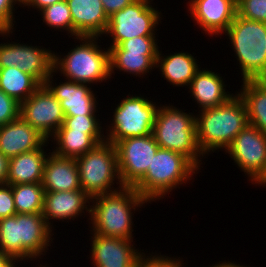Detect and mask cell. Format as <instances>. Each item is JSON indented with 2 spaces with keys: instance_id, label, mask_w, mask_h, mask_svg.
Listing matches in <instances>:
<instances>
[{
  "instance_id": "1",
  "label": "cell",
  "mask_w": 266,
  "mask_h": 267,
  "mask_svg": "<svg viewBox=\"0 0 266 267\" xmlns=\"http://www.w3.org/2000/svg\"><path fill=\"white\" fill-rule=\"evenodd\" d=\"M195 117L197 141L204 154L226 148L248 123L247 107L239 94L233 95L225 103L200 110Z\"/></svg>"
},
{
  "instance_id": "2",
  "label": "cell",
  "mask_w": 266,
  "mask_h": 267,
  "mask_svg": "<svg viewBox=\"0 0 266 267\" xmlns=\"http://www.w3.org/2000/svg\"><path fill=\"white\" fill-rule=\"evenodd\" d=\"M51 232L42 213H16L0 219V251L18 262L32 261L51 246Z\"/></svg>"
},
{
  "instance_id": "3",
  "label": "cell",
  "mask_w": 266,
  "mask_h": 267,
  "mask_svg": "<svg viewBox=\"0 0 266 267\" xmlns=\"http://www.w3.org/2000/svg\"><path fill=\"white\" fill-rule=\"evenodd\" d=\"M90 202L94 203L89 213L92 234L132 240L131 211L148 201L133 187H124L114 193L95 196Z\"/></svg>"
},
{
  "instance_id": "4",
  "label": "cell",
  "mask_w": 266,
  "mask_h": 267,
  "mask_svg": "<svg viewBox=\"0 0 266 267\" xmlns=\"http://www.w3.org/2000/svg\"><path fill=\"white\" fill-rule=\"evenodd\" d=\"M195 117L192 113H185L173 105H160L152 135L160 148L183 154L200 169V157H204V154L197 141Z\"/></svg>"
},
{
  "instance_id": "5",
  "label": "cell",
  "mask_w": 266,
  "mask_h": 267,
  "mask_svg": "<svg viewBox=\"0 0 266 267\" xmlns=\"http://www.w3.org/2000/svg\"><path fill=\"white\" fill-rule=\"evenodd\" d=\"M199 170L183 154L159 148L145 176L133 187L149 203L186 184Z\"/></svg>"
},
{
  "instance_id": "6",
  "label": "cell",
  "mask_w": 266,
  "mask_h": 267,
  "mask_svg": "<svg viewBox=\"0 0 266 267\" xmlns=\"http://www.w3.org/2000/svg\"><path fill=\"white\" fill-rule=\"evenodd\" d=\"M99 36H78L80 46L61 58L54 54L53 70L59 71L67 80L81 83L93 84L106 81L110 75V51L102 50L96 42Z\"/></svg>"
},
{
  "instance_id": "7",
  "label": "cell",
  "mask_w": 266,
  "mask_h": 267,
  "mask_svg": "<svg viewBox=\"0 0 266 267\" xmlns=\"http://www.w3.org/2000/svg\"><path fill=\"white\" fill-rule=\"evenodd\" d=\"M241 67L243 80H261L266 75V23L236 14L225 32Z\"/></svg>"
},
{
  "instance_id": "8",
  "label": "cell",
  "mask_w": 266,
  "mask_h": 267,
  "mask_svg": "<svg viewBox=\"0 0 266 267\" xmlns=\"http://www.w3.org/2000/svg\"><path fill=\"white\" fill-rule=\"evenodd\" d=\"M75 160L78 165L81 189L91 199L124 188L119 175L114 144L104 141ZM115 180L119 181L116 184H119L120 189L111 187Z\"/></svg>"
},
{
  "instance_id": "9",
  "label": "cell",
  "mask_w": 266,
  "mask_h": 267,
  "mask_svg": "<svg viewBox=\"0 0 266 267\" xmlns=\"http://www.w3.org/2000/svg\"><path fill=\"white\" fill-rule=\"evenodd\" d=\"M142 96H129L117 105L114 110L112 126L105 137L106 141L115 144L130 137H142L152 134L159 106Z\"/></svg>"
},
{
  "instance_id": "10",
  "label": "cell",
  "mask_w": 266,
  "mask_h": 267,
  "mask_svg": "<svg viewBox=\"0 0 266 267\" xmlns=\"http://www.w3.org/2000/svg\"><path fill=\"white\" fill-rule=\"evenodd\" d=\"M150 2L135 0L109 17L104 34L111 35L110 46H117L122 41L136 36H155L154 31L159 24L161 11L153 8Z\"/></svg>"
},
{
  "instance_id": "11",
  "label": "cell",
  "mask_w": 266,
  "mask_h": 267,
  "mask_svg": "<svg viewBox=\"0 0 266 267\" xmlns=\"http://www.w3.org/2000/svg\"><path fill=\"white\" fill-rule=\"evenodd\" d=\"M114 146L124 187H134L145 176L153 156L160 148L152 134L126 138Z\"/></svg>"
},
{
  "instance_id": "12",
  "label": "cell",
  "mask_w": 266,
  "mask_h": 267,
  "mask_svg": "<svg viewBox=\"0 0 266 267\" xmlns=\"http://www.w3.org/2000/svg\"><path fill=\"white\" fill-rule=\"evenodd\" d=\"M226 153L250 177L254 184L266 170V133L258 128L247 125L241 130Z\"/></svg>"
},
{
  "instance_id": "13",
  "label": "cell",
  "mask_w": 266,
  "mask_h": 267,
  "mask_svg": "<svg viewBox=\"0 0 266 267\" xmlns=\"http://www.w3.org/2000/svg\"><path fill=\"white\" fill-rule=\"evenodd\" d=\"M53 63L54 53L49 49L15 42L0 44V68L17 67L41 85L54 71Z\"/></svg>"
},
{
  "instance_id": "14",
  "label": "cell",
  "mask_w": 266,
  "mask_h": 267,
  "mask_svg": "<svg viewBox=\"0 0 266 267\" xmlns=\"http://www.w3.org/2000/svg\"><path fill=\"white\" fill-rule=\"evenodd\" d=\"M20 116L48 140L63 125L65 113L60 102L41 85L20 104Z\"/></svg>"
},
{
  "instance_id": "15",
  "label": "cell",
  "mask_w": 266,
  "mask_h": 267,
  "mask_svg": "<svg viewBox=\"0 0 266 267\" xmlns=\"http://www.w3.org/2000/svg\"><path fill=\"white\" fill-rule=\"evenodd\" d=\"M91 259L95 267H135L143 254L132 240L92 234Z\"/></svg>"
},
{
  "instance_id": "16",
  "label": "cell",
  "mask_w": 266,
  "mask_h": 267,
  "mask_svg": "<svg viewBox=\"0 0 266 267\" xmlns=\"http://www.w3.org/2000/svg\"><path fill=\"white\" fill-rule=\"evenodd\" d=\"M191 17L209 35L228 30L237 14L235 0H190Z\"/></svg>"
},
{
  "instance_id": "17",
  "label": "cell",
  "mask_w": 266,
  "mask_h": 267,
  "mask_svg": "<svg viewBox=\"0 0 266 267\" xmlns=\"http://www.w3.org/2000/svg\"><path fill=\"white\" fill-rule=\"evenodd\" d=\"M53 74L54 71L43 85L60 102L65 116L96 115L97 97H94L95 94L88 84L68 80L54 86V84L52 85Z\"/></svg>"
},
{
  "instance_id": "18",
  "label": "cell",
  "mask_w": 266,
  "mask_h": 267,
  "mask_svg": "<svg viewBox=\"0 0 266 267\" xmlns=\"http://www.w3.org/2000/svg\"><path fill=\"white\" fill-rule=\"evenodd\" d=\"M46 139L21 116L4 125H0V153L8 159L19 154L47 146Z\"/></svg>"
},
{
  "instance_id": "19",
  "label": "cell",
  "mask_w": 266,
  "mask_h": 267,
  "mask_svg": "<svg viewBox=\"0 0 266 267\" xmlns=\"http://www.w3.org/2000/svg\"><path fill=\"white\" fill-rule=\"evenodd\" d=\"M90 199L82 189L58 192L45 191L42 216L52 228L53 225L49 222L51 219L73 220L82 212L84 213V210L90 213ZM87 203L89 205H86Z\"/></svg>"
},
{
  "instance_id": "20",
  "label": "cell",
  "mask_w": 266,
  "mask_h": 267,
  "mask_svg": "<svg viewBox=\"0 0 266 267\" xmlns=\"http://www.w3.org/2000/svg\"><path fill=\"white\" fill-rule=\"evenodd\" d=\"M73 20V36H99L107 29L109 17L100 0H66Z\"/></svg>"
},
{
  "instance_id": "21",
  "label": "cell",
  "mask_w": 266,
  "mask_h": 267,
  "mask_svg": "<svg viewBox=\"0 0 266 267\" xmlns=\"http://www.w3.org/2000/svg\"><path fill=\"white\" fill-rule=\"evenodd\" d=\"M48 154L41 182L44 191L58 192L81 189L76 160L56 155L54 152Z\"/></svg>"
},
{
  "instance_id": "22",
  "label": "cell",
  "mask_w": 266,
  "mask_h": 267,
  "mask_svg": "<svg viewBox=\"0 0 266 267\" xmlns=\"http://www.w3.org/2000/svg\"><path fill=\"white\" fill-rule=\"evenodd\" d=\"M189 86L190 93L201 110L217 107L234 95L225 91L222 76L211 70L199 69Z\"/></svg>"
},
{
  "instance_id": "23",
  "label": "cell",
  "mask_w": 266,
  "mask_h": 267,
  "mask_svg": "<svg viewBox=\"0 0 266 267\" xmlns=\"http://www.w3.org/2000/svg\"><path fill=\"white\" fill-rule=\"evenodd\" d=\"M43 147L10 158L6 184L41 183L48 157Z\"/></svg>"
},
{
  "instance_id": "24",
  "label": "cell",
  "mask_w": 266,
  "mask_h": 267,
  "mask_svg": "<svg viewBox=\"0 0 266 267\" xmlns=\"http://www.w3.org/2000/svg\"><path fill=\"white\" fill-rule=\"evenodd\" d=\"M160 50L157 54L156 67L162 72V77L167 82L180 86H189L199 68L194 56L188 52L174 53L169 56H162Z\"/></svg>"
},
{
  "instance_id": "25",
  "label": "cell",
  "mask_w": 266,
  "mask_h": 267,
  "mask_svg": "<svg viewBox=\"0 0 266 267\" xmlns=\"http://www.w3.org/2000/svg\"><path fill=\"white\" fill-rule=\"evenodd\" d=\"M247 107L248 123L266 133V83L243 80L240 93Z\"/></svg>"
},
{
  "instance_id": "26",
  "label": "cell",
  "mask_w": 266,
  "mask_h": 267,
  "mask_svg": "<svg viewBox=\"0 0 266 267\" xmlns=\"http://www.w3.org/2000/svg\"><path fill=\"white\" fill-rule=\"evenodd\" d=\"M41 84L17 67L0 68V89L18 103L28 99Z\"/></svg>"
},
{
  "instance_id": "27",
  "label": "cell",
  "mask_w": 266,
  "mask_h": 267,
  "mask_svg": "<svg viewBox=\"0 0 266 267\" xmlns=\"http://www.w3.org/2000/svg\"><path fill=\"white\" fill-rule=\"evenodd\" d=\"M157 54L158 52L110 51V75L119 69L141 77L156 67Z\"/></svg>"
},
{
  "instance_id": "28",
  "label": "cell",
  "mask_w": 266,
  "mask_h": 267,
  "mask_svg": "<svg viewBox=\"0 0 266 267\" xmlns=\"http://www.w3.org/2000/svg\"><path fill=\"white\" fill-rule=\"evenodd\" d=\"M52 138L58 144L53 151L56 155L74 159L99 144L91 135L73 130H57Z\"/></svg>"
},
{
  "instance_id": "29",
  "label": "cell",
  "mask_w": 266,
  "mask_h": 267,
  "mask_svg": "<svg viewBox=\"0 0 266 267\" xmlns=\"http://www.w3.org/2000/svg\"><path fill=\"white\" fill-rule=\"evenodd\" d=\"M11 186L17 213H42L45 191L41 183Z\"/></svg>"
},
{
  "instance_id": "30",
  "label": "cell",
  "mask_w": 266,
  "mask_h": 267,
  "mask_svg": "<svg viewBox=\"0 0 266 267\" xmlns=\"http://www.w3.org/2000/svg\"><path fill=\"white\" fill-rule=\"evenodd\" d=\"M40 13L43 16V22L48 27H53L57 30L62 28L73 36V20L66 0L47 6Z\"/></svg>"
},
{
  "instance_id": "31",
  "label": "cell",
  "mask_w": 266,
  "mask_h": 267,
  "mask_svg": "<svg viewBox=\"0 0 266 267\" xmlns=\"http://www.w3.org/2000/svg\"><path fill=\"white\" fill-rule=\"evenodd\" d=\"M96 115L65 116L63 125L58 130H73L91 135L99 144L106 141L101 124Z\"/></svg>"
},
{
  "instance_id": "32",
  "label": "cell",
  "mask_w": 266,
  "mask_h": 267,
  "mask_svg": "<svg viewBox=\"0 0 266 267\" xmlns=\"http://www.w3.org/2000/svg\"><path fill=\"white\" fill-rule=\"evenodd\" d=\"M156 36H139L122 41L117 46H110L109 51L158 52Z\"/></svg>"
},
{
  "instance_id": "33",
  "label": "cell",
  "mask_w": 266,
  "mask_h": 267,
  "mask_svg": "<svg viewBox=\"0 0 266 267\" xmlns=\"http://www.w3.org/2000/svg\"><path fill=\"white\" fill-rule=\"evenodd\" d=\"M236 8L244 19L266 23V0H237Z\"/></svg>"
},
{
  "instance_id": "34",
  "label": "cell",
  "mask_w": 266,
  "mask_h": 267,
  "mask_svg": "<svg viewBox=\"0 0 266 267\" xmlns=\"http://www.w3.org/2000/svg\"><path fill=\"white\" fill-rule=\"evenodd\" d=\"M20 116V103L0 89V125L7 124Z\"/></svg>"
},
{
  "instance_id": "35",
  "label": "cell",
  "mask_w": 266,
  "mask_h": 267,
  "mask_svg": "<svg viewBox=\"0 0 266 267\" xmlns=\"http://www.w3.org/2000/svg\"><path fill=\"white\" fill-rule=\"evenodd\" d=\"M148 257V258H147ZM143 253L137 260L135 267H178L183 261L163 255L147 256Z\"/></svg>"
},
{
  "instance_id": "36",
  "label": "cell",
  "mask_w": 266,
  "mask_h": 267,
  "mask_svg": "<svg viewBox=\"0 0 266 267\" xmlns=\"http://www.w3.org/2000/svg\"><path fill=\"white\" fill-rule=\"evenodd\" d=\"M12 186L0 184V219L16 214Z\"/></svg>"
},
{
  "instance_id": "37",
  "label": "cell",
  "mask_w": 266,
  "mask_h": 267,
  "mask_svg": "<svg viewBox=\"0 0 266 267\" xmlns=\"http://www.w3.org/2000/svg\"><path fill=\"white\" fill-rule=\"evenodd\" d=\"M15 0H0V26L4 30H13ZM14 8V9H13Z\"/></svg>"
},
{
  "instance_id": "38",
  "label": "cell",
  "mask_w": 266,
  "mask_h": 267,
  "mask_svg": "<svg viewBox=\"0 0 266 267\" xmlns=\"http://www.w3.org/2000/svg\"><path fill=\"white\" fill-rule=\"evenodd\" d=\"M105 13L110 17L113 13L118 12L131 4L135 0H100Z\"/></svg>"
},
{
  "instance_id": "39",
  "label": "cell",
  "mask_w": 266,
  "mask_h": 267,
  "mask_svg": "<svg viewBox=\"0 0 266 267\" xmlns=\"http://www.w3.org/2000/svg\"><path fill=\"white\" fill-rule=\"evenodd\" d=\"M9 159L0 153V184H6L8 176Z\"/></svg>"
},
{
  "instance_id": "40",
  "label": "cell",
  "mask_w": 266,
  "mask_h": 267,
  "mask_svg": "<svg viewBox=\"0 0 266 267\" xmlns=\"http://www.w3.org/2000/svg\"><path fill=\"white\" fill-rule=\"evenodd\" d=\"M60 1L62 0H30L26 6L28 7L31 6L33 8L35 7V8H38L39 11H41L45 7L50 6Z\"/></svg>"
},
{
  "instance_id": "41",
  "label": "cell",
  "mask_w": 266,
  "mask_h": 267,
  "mask_svg": "<svg viewBox=\"0 0 266 267\" xmlns=\"http://www.w3.org/2000/svg\"><path fill=\"white\" fill-rule=\"evenodd\" d=\"M17 259L7 256L0 251V267H15Z\"/></svg>"
},
{
  "instance_id": "42",
  "label": "cell",
  "mask_w": 266,
  "mask_h": 267,
  "mask_svg": "<svg viewBox=\"0 0 266 267\" xmlns=\"http://www.w3.org/2000/svg\"><path fill=\"white\" fill-rule=\"evenodd\" d=\"M210 267H246V266H241V265H237L235 263H231V262H223V263H218V264H215L214 266H210Z\"/></svg>"
},
{
  "instance_id": "43",
  "label": "cell",
  "mask_w": 266,
  "mask_h": 267,
  "mask_svg": "<svg viewBox=\"0 0 266 267\" xmlns=\"http://www.w3.org/2000/svg\"><path fill=\"white\" fill-rule=\"evenodd\" d=\"M256 183L261 186L263 185V187L266 186V170L264 174L254 184Z\"/></svg>"
},
{
  "instance_id": "44",
  "label": "cell",
  "mask_w": 266,
  "mask_h": 267,
  "mask_svg": "<svg viewBox=\"0 0 266 267\" xmlns=\"http://www.w3.org/2000/svg\"><path fill=\"white\" fill-rule=\"evenodd\" d=\"M13 33L12 30H4L1 26H0V35H4L7 36L8 34Z\"/></svg>"
},
{
  "instance_id": "45",
  "label": "cell",
  "mask_w": 266,
  "mask_h": 267,
  "mask_svg": "<svg viewBox=\"0 0 266 267\" xmlns=\"http://www.w3.org/2000/svg\"><path fill=\"white\" fill-rule=\"evenodd\" d=\"M29 1H30V0H15V2H16V3L18 2L19 5H21V6H22L23 4L26 6V5L28 4Z\"/></svg>"
},
{
  "instance_id": "46",
  "label": "cell",
  "mask_w": 266,
  "mask_h": 267,
  "mask_svg": "<svg viewBox=\"0 0 266 267\" xmlns=\"http://www.w3.org/2000/svg\"><path fill=\"white\" fill-rule=\"evenodd\" d=\"M261 80L266 83V75Z\"/></svg>"
}]
</instances>
